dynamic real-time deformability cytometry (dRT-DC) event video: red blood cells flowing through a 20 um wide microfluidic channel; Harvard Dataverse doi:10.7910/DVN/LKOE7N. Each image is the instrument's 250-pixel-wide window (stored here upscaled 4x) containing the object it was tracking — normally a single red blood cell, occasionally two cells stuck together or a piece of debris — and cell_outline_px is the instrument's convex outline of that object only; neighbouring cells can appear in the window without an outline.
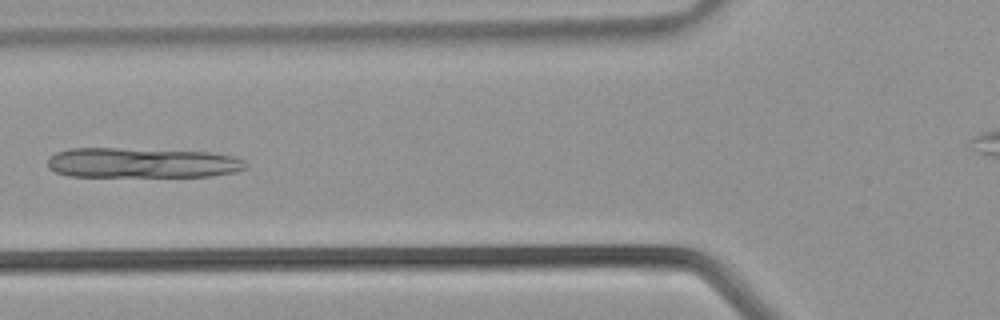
{"species": "common noctule bat (a hibernating species)", "species_latin": "Nyctalus noctula", "temperature_condition": "warm", "stored_images_in_passage": 40, "segment_of_instrument_passage": [1, 2], "camera_frame_rate_fps": 3000, "um_per_image_px": 0.085, "animal": {"sex": "male", "body_mass_g": 21.5, "forearm_length_mm": 52.0}, "frame": {"image": 1, "passage_image": 15, "time_ms": 4.667, "image_size_px": [1000, 320], "cell_outline_px": [[248, 168], [236, 172], [212, 176], [68, 176], [56, 172], [48, 168], [48, 160], [56, 152], [68, 148], [116, 148], [208, 152], [232, 156], [244, 160], [248, 164]], "centroid_in_image_um": [12.09, 13.84], "position_along_channel_um": 113.7, "area_um2": 34.8}}
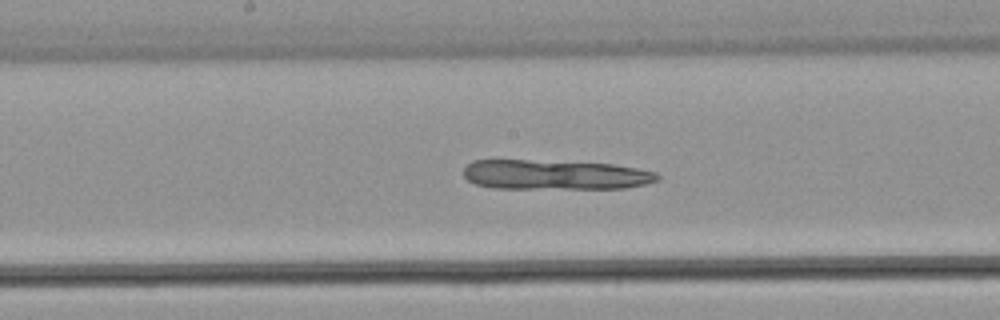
{"frame": {"image": 2, "passage_image": 20, "time_ms": 6.333, "image_size_px": [1000, 320], "cell_outline_px": [[660, 180], [644, 184], [624, 188], [496, 188], [476, 184], [468, 180], [464, 176], [464, 168], [472, 160], [528, 160], [612, 164], [636, 168], [656, 172], [660, 176]], "centroid_in_image_um": [47.17, 14.85], "position_along_channel_um": 201.0, "area_um2": 33.41}}
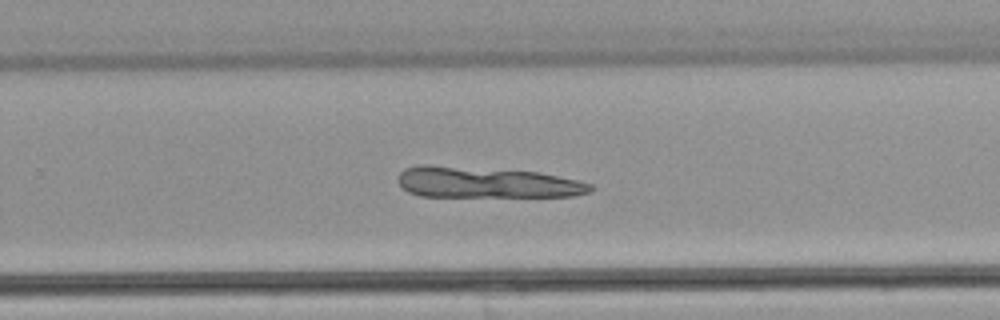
{"frame": {"image": 3, "passage_image": 25, "time_ms": 8.0, "image_size_px": [1000, 320], "cell_outline_px": [[592, 192], [576, 196], [420, 196], [408, 192], [400, 184], [400, 172], [404, 168], [424, 164], [428, 164], [536, 172], [576, 180], [592, 184]], "centroid_in_image_um": [41.33, 15.51], "position_along_channel_um": 288.5, "area_um2": 34.39}}